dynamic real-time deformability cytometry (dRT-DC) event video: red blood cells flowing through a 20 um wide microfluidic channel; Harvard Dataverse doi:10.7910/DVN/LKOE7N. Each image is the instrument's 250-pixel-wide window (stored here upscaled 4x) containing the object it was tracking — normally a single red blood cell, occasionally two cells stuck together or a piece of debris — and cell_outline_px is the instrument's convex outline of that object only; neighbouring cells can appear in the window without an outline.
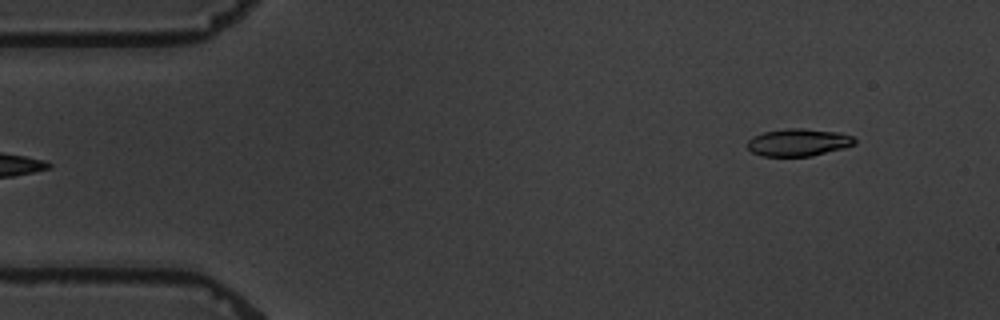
{"species": "common noctule bat (a hibernating species)", "species_latin": "Nyctalus noctula", "temperature_condition": "warm", "stored_images_in_passage": 3, "segment_of_instrument_passage": [2, 2], "camera_frame_rate_fps": 3000, "um_per_image_px": 0.085, "animal": {"sex": "male", "body_mass_g": 19.5, "forearm_length_mm": 54.6}, "frame": {"image": 1, "passage_image": 3, "time_ms": 2.333, "image_size_px": [1000, 320], "cell_outline_px": [[856, 144], [844, 148], [812, 156], [764, 156], [752, 152], [748, 148], [748, 140], [752, 136], [764, 132], [788, 128], [804, 128], [840, 132], [852, 136], [856, 140]], "centroid_in_image_um": [67.89, 12.1], "position_along_channel_um": 17.1, "area_um2": 17.22}}